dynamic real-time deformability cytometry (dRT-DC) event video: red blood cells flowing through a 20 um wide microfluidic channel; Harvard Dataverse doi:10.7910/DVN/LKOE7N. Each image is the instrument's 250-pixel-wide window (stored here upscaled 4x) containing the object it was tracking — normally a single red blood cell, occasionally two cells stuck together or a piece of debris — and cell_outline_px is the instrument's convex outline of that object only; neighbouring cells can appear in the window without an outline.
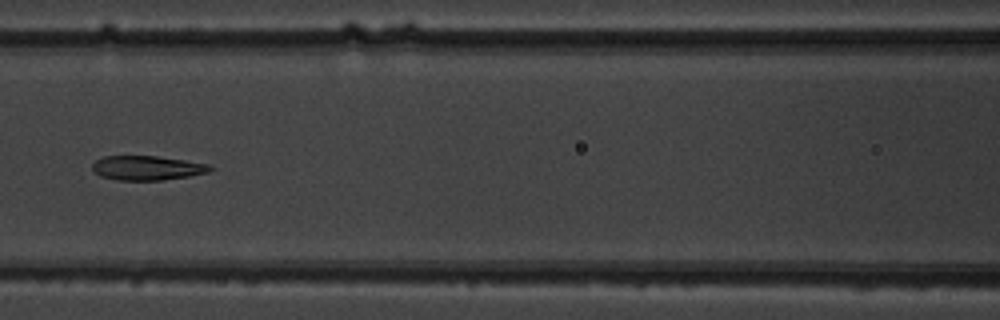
{"species": "common noctule bat (a hibernating species)", "species_latin": "Nyctalus noctula", "temperature_condition": "warm", "stored_images_in_passage": 15, "camera_frame_rate_fps": 3000, "um_per_image_px": 0.085, "animal": {"sex": "male", "body_mass_g": 19.5, "forearm_length_mm": 54.6}, "frame": {"image": 1, "passage_image": 7, "time_ms": 8.0, "image_size_px": [1000, 320], "cell_outline_px": [[216, 168], [208, 172], [188, 176], [164, 180], [116, 180], [100, 176], [92, 168], [92, 164], [96, 160], [104, 156], [156, 156], [184, 160], [208, 164]], "centroid_in_image_um": [12.51, 14.27], "position_along_channel_um": 154.1, "area_um2": 16.7}}
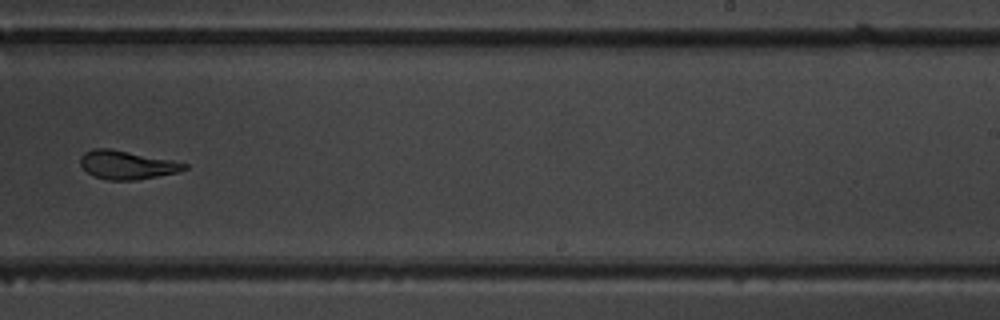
{"frame": {"image": 2, "passage_image": 10, "time_ms": 11.333, "image_size_px": [1000, 320], "cell_outline_px": [[188, 168], [176, 172], [136, 180], [108, 180], [92, 176], [80, 164], [80, 156], [84, 152], [92, 148], [108, 148], [172, 160], [188, 164]], "centroid_in_image_um": [10.74, 14.01], "position_along_channel_um": 278.3, "area_um2": 17.17}}
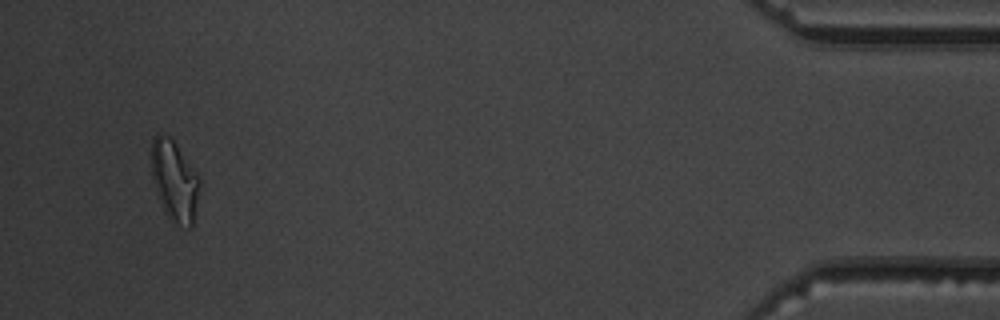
{"frame": {"image": 3, "passage_image": 15, "time_ms": 17.0, "image_size_px": [1000, 320], "cell_outline_px": [[200, 184], [192, 228], [188, 228], [176, 224], [168, 216], [160, 200], [152, 176], [152, 136], [160, 132], [168, 136], [176, 144], [200, 176]], "centroid_in_image_um": [14.85, 15.34], "position_along_channel_um": 420.3, "area_um2": 22.37}, "authors_computed_cell_mechanics": {"area_um2": 18.6116, "velocity_mm_per_s": 3.7419, "shape_relaxation_time_tau1_ms": null, "shape_relaxation_time_tau2_ms": 2.0554, "deformation_change_tau1": null, "deformation_change_tau2": 0.0854}}